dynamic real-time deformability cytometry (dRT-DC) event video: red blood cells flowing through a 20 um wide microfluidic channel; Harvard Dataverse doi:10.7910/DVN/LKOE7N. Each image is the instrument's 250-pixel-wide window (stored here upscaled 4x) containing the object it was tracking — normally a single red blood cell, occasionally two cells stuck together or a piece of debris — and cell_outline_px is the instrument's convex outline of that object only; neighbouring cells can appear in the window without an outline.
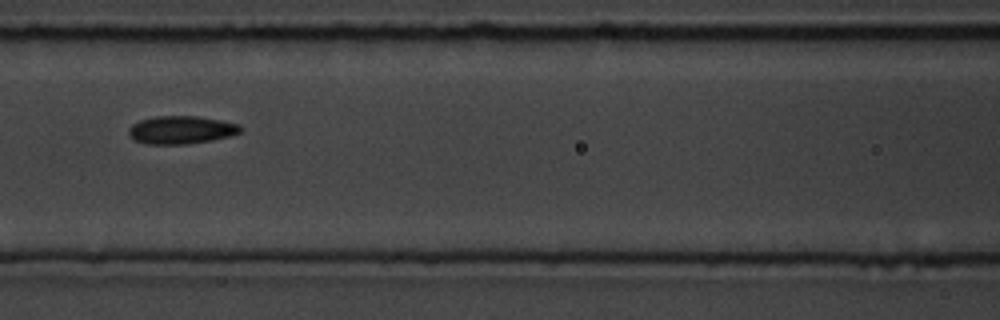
{"species": "common noctule bat (a hibernating species)", "species_latin": "Nyctalus noctula", "temperature_condition": "room temperature", "stored_images_in_passage": 13, "camera_frame_rate_fps": 3000, "um_per_image_px": 0.085, "animal": {"sex": "male", "body_mass_g": 19.5, "forearm_length_mm": 54.6}, "frame": {"image": 1, "passage_image": 4, "time_ms": 4.333, "image_size_px": [1000, 320], "cell_outline_px": [[240, 132], [228, 136], [212, 140], [188, 144], [144, 144], [132, 140], [128, 132], [128, 128], [132, 124], [140, 120], [156, 116], [196, 116], [220, 120], [240, 124]], "centroid_in_image_um": [15.34, 11.05], "position_along_channel_um": 151.3, "area_um2": 18.26}}
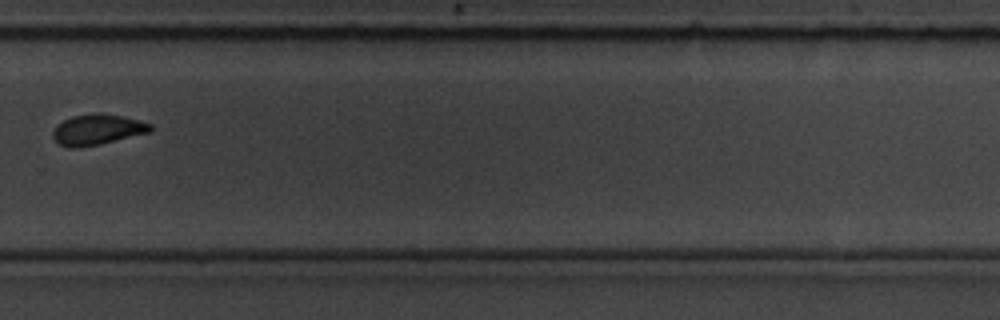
{"frame": {"image": 2, "passage_image": 8, "time_ms": 9.0, "image_size_px": [1000, 320], "cell_outline_px": [[152, 132], [100, 144], [80, 148], [72, 148], [60, 144], [52, 136], [52, 132], [56, 124], [72, 116], [124, 116], [152, 124]], "centroid_in_image_um": [8.28, 11.06], "position_along_channel_um": 321.5, "area_um2": 16.82}}
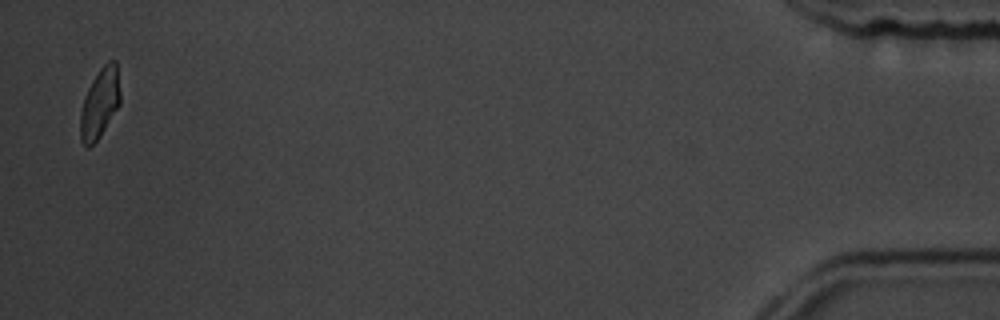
{"frame": {"image": 3, "passage_image": 13, "time_ms": 14.333, "image_size_px": [1000, 320], "cell_outline_px": [[120, 104], [100, 136], [88, 148], [80, 140], [80, 112], [84, 96], [92, 80], [100, 68], [108, 60], [116, 60], [120, 92]], "centroid_in_image_um": [8.48, 8.76], "position_along_channel_um": 426.7, "area_um2": 16.24}, "authors_computed_cell_mechanics": {"area_um2": 16.9354, "velocity_mm_per_s": 3.6482, "shape_relaxation_time_tau1_ms": null, "shape_relaxation_time_tau2_ms": 10.4817, "deformation_change_tau1": null, "deformation_change_tau2": 0.0713}}